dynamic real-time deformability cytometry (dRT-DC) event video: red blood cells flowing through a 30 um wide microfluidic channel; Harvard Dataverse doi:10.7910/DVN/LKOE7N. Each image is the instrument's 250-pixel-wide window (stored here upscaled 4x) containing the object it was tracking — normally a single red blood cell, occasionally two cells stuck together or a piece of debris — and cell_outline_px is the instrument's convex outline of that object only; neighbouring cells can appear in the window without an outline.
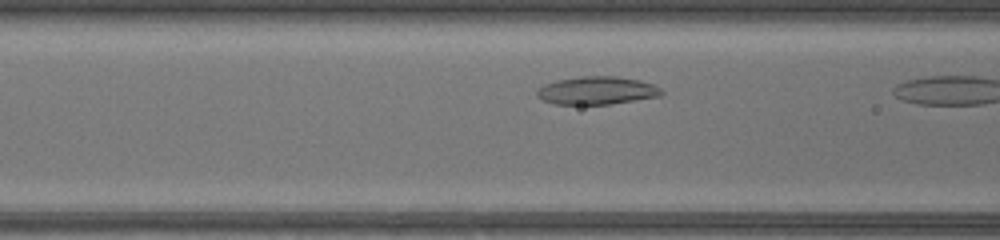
{"species": "common noctule bat (a hibernating species)", "species_latin": "Nyctalus noctula", "temperature_condition": "warm", "stored_images_in_passage": 4, "camera_frame_rate_fps": 3000, "um_per_image_px": 0.085, "animal": {"sex": "female", "body_mass_g": 17.0, "forearm_length_mm": 48.0}, "frame": {"image": 1, "passage_image": 3, "time_ms": 0.667, "image_size_px": [1000, 240], "cell_outline_px": [[664, 92], [660, 96], [608, 104], [556, 104], [544, 100], [536, 96], [536, 88], [544, 84], [556, 80], [580, 76], [616, 76], [640, 80], [652, 84], [660, 88]], "centroid_in_image_um": [50.7, 7.68], "position_along_channel_um": 115.9, "area_um2": 20.29}}